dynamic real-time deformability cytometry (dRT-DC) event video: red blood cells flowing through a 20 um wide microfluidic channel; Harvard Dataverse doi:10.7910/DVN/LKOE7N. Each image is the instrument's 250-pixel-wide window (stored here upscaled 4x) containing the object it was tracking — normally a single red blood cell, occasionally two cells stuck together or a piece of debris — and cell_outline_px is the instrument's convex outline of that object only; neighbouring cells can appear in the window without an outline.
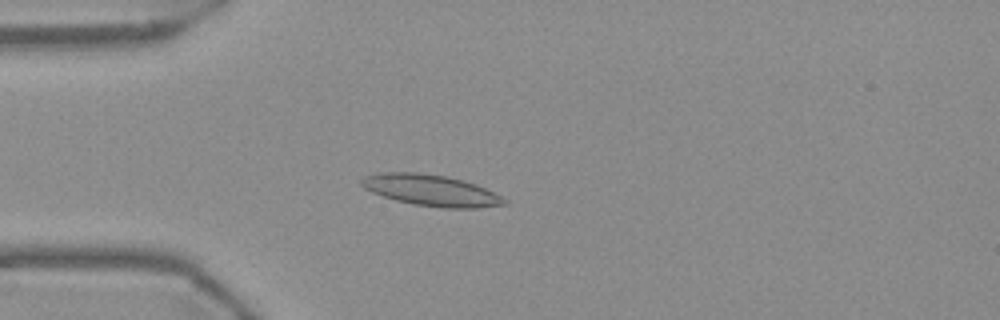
{"species": "Egyptian fruit bat (a non-hibernating species)", "species_latin": "Rousettus aegyptiacus", "temperature_condition": "warm", "stored_images_in_passage": 43, "camera_frame_rate_fps": 3000, "um_per_image_px": 0.085, "frame": {"image": 1, "passage_image": 3, "time_ms": 0.667, "image_size_px": [1000, 320], "cell_outline_px": [[508, 204], [480, 208], [444, 208], [412, 204], [396, 200], [372, 192], [364, 188], [360, 184], [360, 180], [364, 176], [380, 172], [416, 172], [448, 176], [464, 180], [476, 184], [508, 200]], "centroid_in_image_um": [36.64, 16.17], "position_along_channel_um": 48.4, "area_um2": 26.13}}
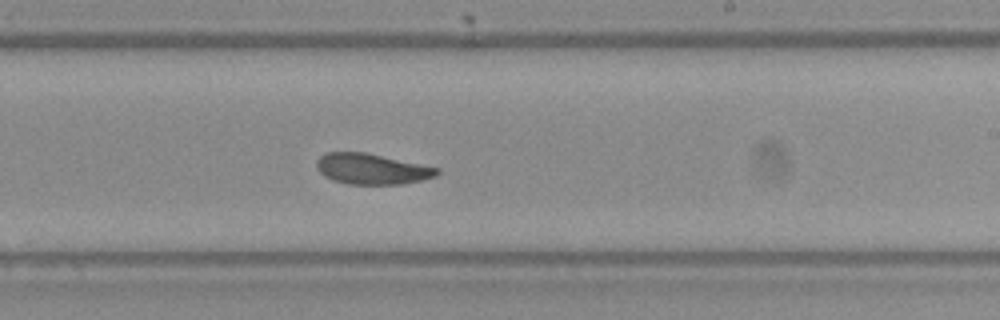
{"frame": {"image": 2, "passage_image": 21, "time_ms": 6.667, "image_size_px": [1000, 320], "cell_outline_px": [[440, 172], [436, 176], [420, 180], [400, 184], [348, 184], [332, 180], [324, 176], [316, 168], [316, 160], [324, 152], [364, 152], [440, 168]], "centroid_in_image_um": [31.57, 14.35], "position_along_channel_um": 257.4, "area_um2": 21.5}}
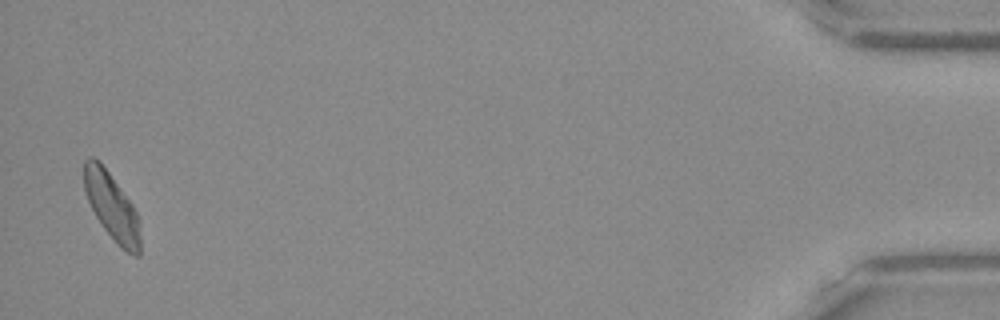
{"frame": {"image": 3, "passage_image": 42, "time_ms": 13.667, "image_size_px": [1000, 320], "cell_outline_px": [[140, 256], [136, 256], [120, 248], [116, 244], [104, 228], [96, 216], [88, 200], [84, 188], [84, 160], [88, 156], [92, 156], [100, 160], [132, 204], [136, 212], [140, 236]], "centroid_in_image_um": [9.49, 17.53], "position_along_channel_um": 425.7, "area_um2": 21.79}, "authors_computed_cell_mechanics": {"area_um2": 22.3108, "velocity_mm_per_s": 3.6895, "shape_relaxation_time_tau1_ms": 6.0111, "shape_relaxation_time_tau2_ms": 4.9899, "deformation_change_tau1": 0.1349, "deformation_change_tau2": 0.0829}}